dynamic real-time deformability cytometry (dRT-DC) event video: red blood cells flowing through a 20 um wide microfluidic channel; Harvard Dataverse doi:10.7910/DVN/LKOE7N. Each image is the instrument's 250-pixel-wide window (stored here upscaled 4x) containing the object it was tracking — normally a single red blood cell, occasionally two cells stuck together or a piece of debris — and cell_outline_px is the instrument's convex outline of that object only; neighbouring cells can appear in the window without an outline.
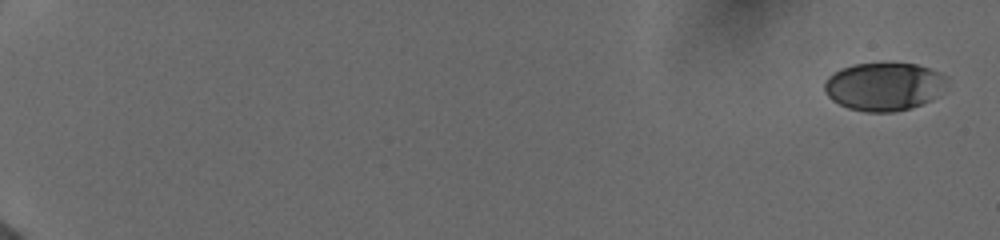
{"species": "human", "species_latin": "Homo sapiens", "temperature_condition": "cold", "stored_images_in_passage": 25, "camera_frame_rate_fps": 3000, "um_per_image_px": 0.085, "donor": {"sex": "female"}, "frame": {"image": 1, "passage_image": 1, "time_ms": 0.0, "image_size_px": [1000, 240], "cell_outline_px": [[948, 76], [928, 100], [920, 104], [908, 108], [892, 112], [868, 112], [848, 108], [832, 100], [824, 92], [824, 84], [828, 76], [832, 72], [840, 68], [852, 64], [916, 64], [940, 72]], "centroid_in_image_um": [75.01, 7.34], "position_along_channel_um": 10.0, "area_um2": 33.52}}
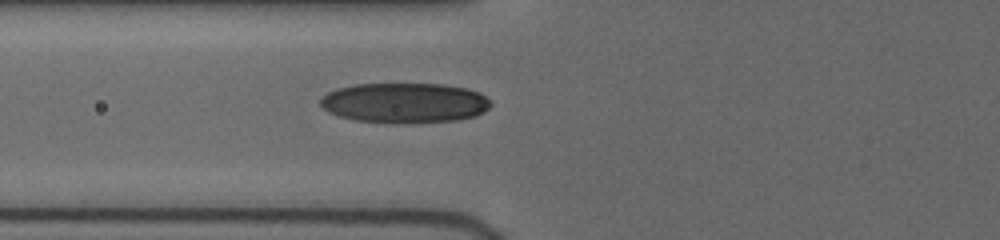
{"frame": {"image": 2, "passage_image": 15, "time_ms": 7.667, "image_size_px": [1000, 240], "cell_outline_px": [[492, 104], [484, 112], [476, 116], [456, 120], [356, 120], [340, 116], [328, 112], [320, 104], [320, 96], [336, 88], [356, 84], [444, 84], [468, 88], [480, 92]], "centroid_in_image_um": [34.39, 8.68], "position_along_channel_um": 91.4, "area_um2": 38.67}}
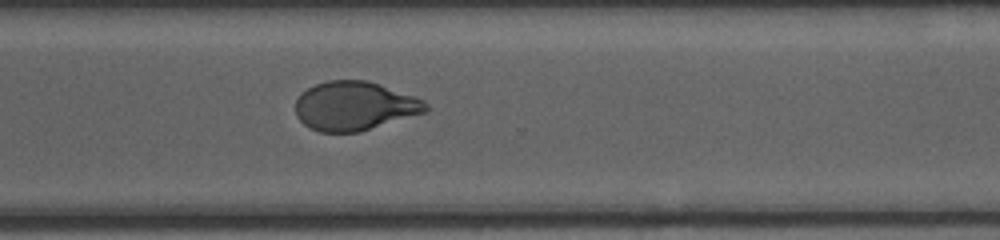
{"frame": {"image": 3, "passage_image": 25, "time_ms": 14.0, "image_size_px": [1000, 240], "cell_outline_px": [[432, 108], [424, 112], [360, 132], [320, 132], [304, 124], [296, 116], [296, 100], [300, 92], [316, 84], [328, 80], [368, 80], [424, 100]], "centroid_in_image_um": [30.12, 9.0], "position_along_channel_um": 340.5, "area_um2": 37.05}}